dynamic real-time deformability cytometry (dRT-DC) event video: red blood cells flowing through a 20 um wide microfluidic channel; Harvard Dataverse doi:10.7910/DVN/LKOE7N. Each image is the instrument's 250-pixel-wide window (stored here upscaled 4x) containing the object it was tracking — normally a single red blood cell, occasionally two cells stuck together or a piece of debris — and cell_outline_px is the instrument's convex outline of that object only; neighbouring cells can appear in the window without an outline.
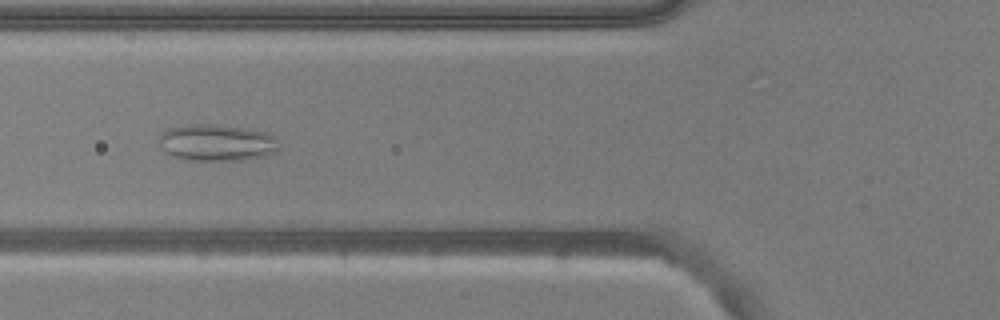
{"species": "common noctule bat (a hibernating species)", "species_latin": "Nyctalus noctula", "temperature_condition": "warm", "stored_images_in_passage": 53, "camera_frame_rate_fps": 3000, "um_per_image_px": 0.085, "animal": {"sex": "male", "body_mass_g": 20.5, "forearm_length_mm": 52.5}, "frame": {"image": 1, "passage_image": 20, "time_ms": 6.333, "image_size_px": [1000, 320], "cell_outline_px": [[280, 148], [264, 156], [240, 160], [188, 160], [172, 156], [164, 152], [160, 144], [160, 132], [168, 128], [184, 124], [216, 124], [248, 128], [264, 132], [276, 136]], "centroid_in_image_um": [18.4, 12.11], "position_along_channel_um": 107.4, "area_um2": 25.89}}
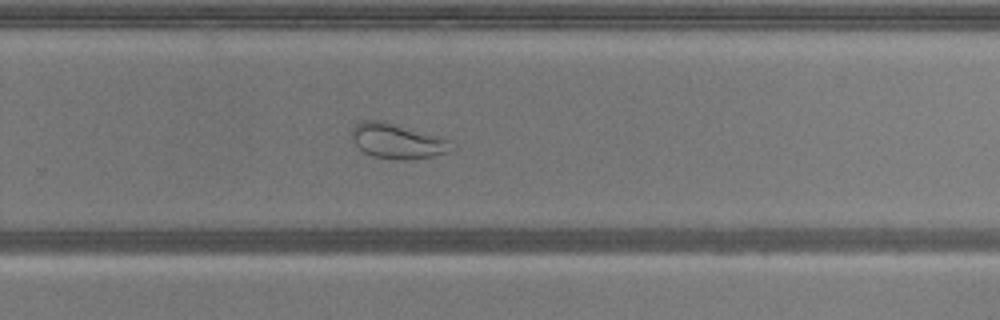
{"frame": {"image": 2, "passage_image": 35, "time_ms": 11.333, "image_size_px": [1000, 320], "cell_outline_px": [[456, 148], [448, 152], [432, 156], [404, 160], [396, 160], [372, 156], [364, 152], [352, 140], [352, 128], [360, 120], [384, 120], [448, 140], [456, 144]], "centroid_in_image_um": [33.76, 11.99], "position_along_channel_um": 296.0, "area_um2": 20.35}}
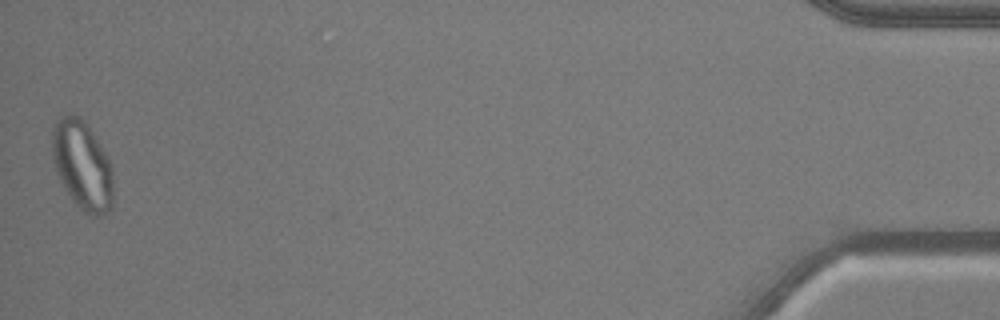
{"frame": {"image": 3, "passage_image": 53, "time_ms": 17.333, "image_size_px": [1000, 320], "cell_outline_px": [[112, 208], [108, 212], [100, 216], [88, 216], [72, 200], [64, 188], [56, 172], [52, 156], [52, 128], [56, 120], [60, 116], [80, 116], [84, 120], [108, 156], [112, 164]], "centroid_in_image_um": [7.0, 14.07], "position_along_channel_um": 428.2, "area_um2": 31.85}, "authors_computed_cell_mechanics": {"area_um2": 28.2642, "velocity_mm_per_s": 3.7689, "shape_relaxation_time_tau1_ms": null, "shape_relaxation_time_tau2_ms": 1.2105, "deformation_change_tau1": null, "deformation_change_tau2": 0.0721}}